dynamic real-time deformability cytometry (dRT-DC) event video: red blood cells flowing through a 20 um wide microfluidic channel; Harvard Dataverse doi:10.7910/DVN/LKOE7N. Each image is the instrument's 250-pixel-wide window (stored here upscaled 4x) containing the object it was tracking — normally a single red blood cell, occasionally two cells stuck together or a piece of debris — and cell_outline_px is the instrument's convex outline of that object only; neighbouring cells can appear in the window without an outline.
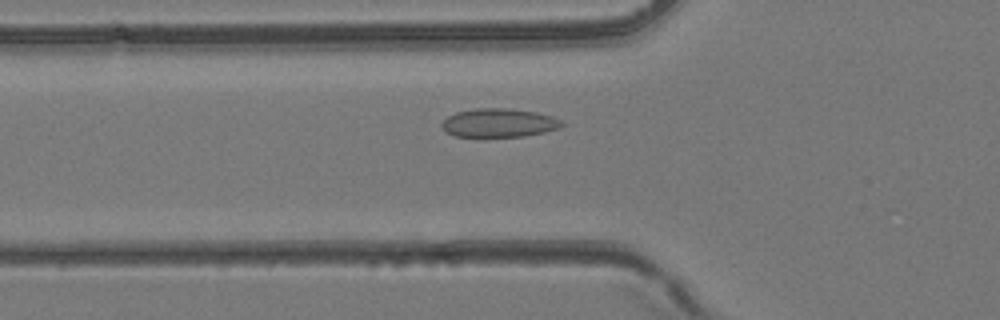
{"species": "common noctule bat (a hibernating species)", "species_latin": "Nyctalus noctula", "temperature_condition": "room temperature", "stored_images_in_passage": 39, "camera_frame_rate_fps": 3000, "um_per_image_px": 0.085, "animal": {"sex": "female", "body_mass_g": 24.6, "forearm_length_mm": 56.2}, "frame": {"image": 1, "passage_image": 11, "time_ms": 3.333, "image_size_px": [1000, 320], "cell_outline_px": [[564, 124], [560, 128], [544, 132], [524, 136], [452, 136], [444, 132], [440, 124], [448, 116], [456, 112], [476, 108], [508, 108], [536, 112], [552, 116], [560, 120]], "centroid_in_image_um": [42.38, 10.44], "position_along_channel_um": 83.4, "area_um2": 20.06}}
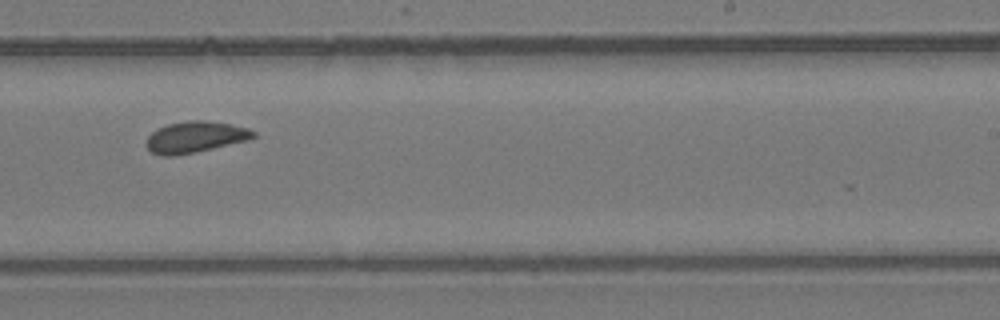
{"frame": {"image": 2, "passage_image": 23, "time_ms": 7.333, "image_size_px": [1000, 320], "cell_outline_px": [[256, 136], [248, 140], [196, 152], [176, 156], [160, 156], [152, 152], [144, 144], [148, 136], [156, 128], [168, 124], [188, 120], [204, 120], [232, 124], [248, 128], [256, 132]], "centroid_in_image_um": [16.57, 11.65], "position_along_channel_um": 272.4, "area_um2": 19.71}}
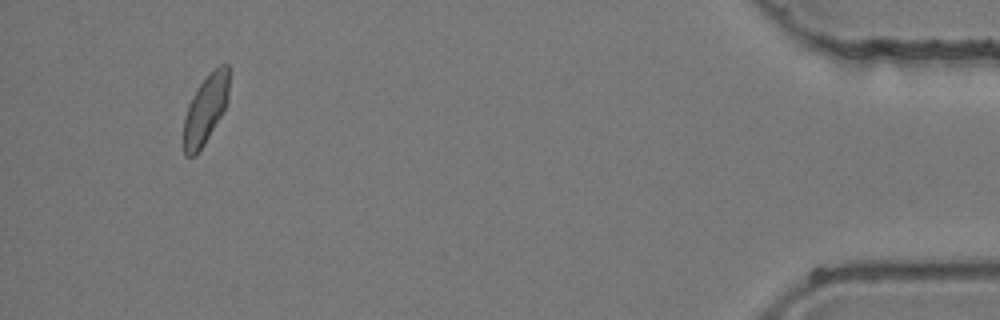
{"frame": {"image": 3, "passage_image": 37, "time_ms": 12.0, "image_size_px": [1000, 320], "cell_outline_px": [[228, 100], [220, 116], [204, 144], [192, 156], [184, 156], [184, 116], [188, 104], [200, 84], [208, 72], [220, 64], [228, 64]], "centroid_in_image_um": [17.46, 9.25], "position_along_channel_um": 417.7, "area_um2": 17.86}}